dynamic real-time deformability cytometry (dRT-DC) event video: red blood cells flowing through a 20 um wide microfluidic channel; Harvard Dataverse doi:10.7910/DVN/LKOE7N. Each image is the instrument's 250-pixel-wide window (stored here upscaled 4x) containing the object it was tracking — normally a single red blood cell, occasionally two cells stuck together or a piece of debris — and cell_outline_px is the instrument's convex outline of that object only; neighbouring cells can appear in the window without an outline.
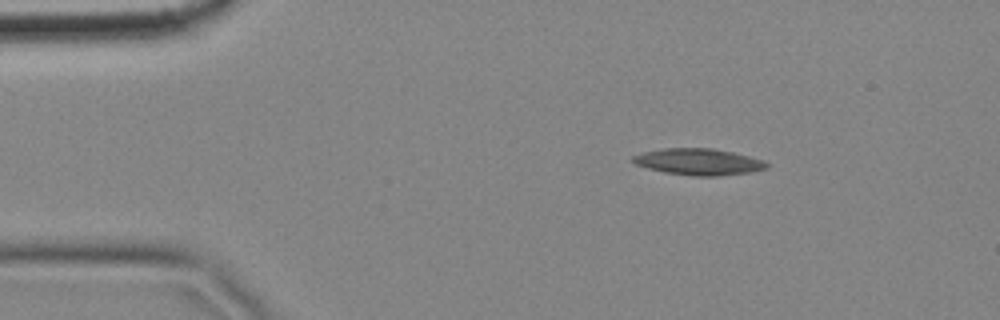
{"species": "common noctule bat (a hibernating species)", "species_latin": "Nyctalus noctula", "temperature_condition": "cold", "stored_images_in_passage": 4, "camera_frame_rate_fps": 3000, "um_per_image_px": 0.085, "animal": {"sex": "female", "body_mass_g": 18.4}, "frame": {"image": 1, "passage_image": 3, "time_ms": 0.667, "image_size_px": [1000, 320], "cell_outline_px": [[768, 168], [752, 172], [716, 176], [696, 176], [664, 172], [648, 168], [636, 164], [628, 160], [632, 156], [644, 152], [664, 148], [712, 148], [732, 152], [764, 160], [768, 164]], "centroid_in_image_um": [59.37, 13.75], "position_along_channel_um": 25.6, "area_um2": 20.63}}